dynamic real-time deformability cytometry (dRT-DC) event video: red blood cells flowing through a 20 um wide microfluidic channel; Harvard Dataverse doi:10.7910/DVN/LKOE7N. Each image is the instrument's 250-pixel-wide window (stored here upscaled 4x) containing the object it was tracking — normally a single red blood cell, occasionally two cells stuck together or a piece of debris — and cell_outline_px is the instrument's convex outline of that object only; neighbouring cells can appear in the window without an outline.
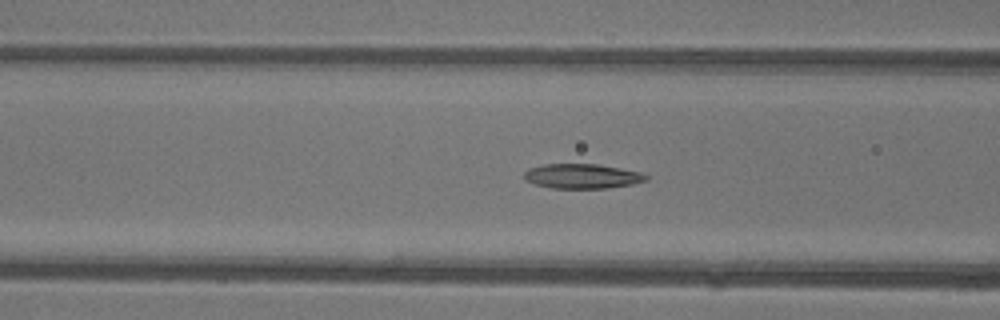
{"species": "common noctule bat (a hibernating species)", "species_latin": "Nyctalus noctula", "temperature_condition": "warm", "stored_images_in_passage": 53, "camera_frame_rate_fps": 3000, "um_per_image_px": 0.085, "animal": {"sex": "female"}, "frame": {"image": 1, "passage_image": 20, "time_ms": 6.333, "image_size_px": [1000, 320], "cell_outline_px": [[648, 180], [632, 184], [608, 188], [552, 188], [536, 184], [524, 180], [524, 172], [528, 168], [544, 164], [596, 164], [620, 168], [640, 172], [648, 176]], "centroid_in_image_um": [49.47, 14.97], "position_along_channel_um": 117.1, "area_um2": 17.51}}
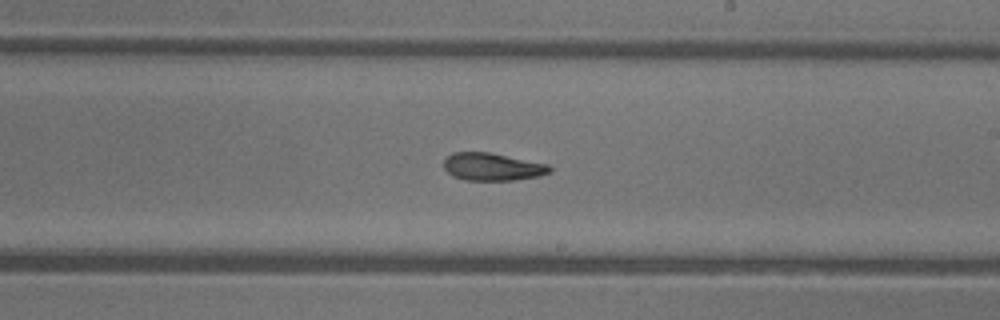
{"frame": {"image": 2, "passage_image": 30, "time_ms": 9.667, "image_size_px": [1000, 320], "cell_outline_px": [[552, 172], [540, 176], [512, 180], [464, 180], [452, 176], [444, 168], [444, 160], [452, 152], [488, 152], [548, 164], [552, 168]], "centroid_in_image_um": [41.86, 14.18], "position_along_channel_um": 247.1, "area_um2": 17.05}}
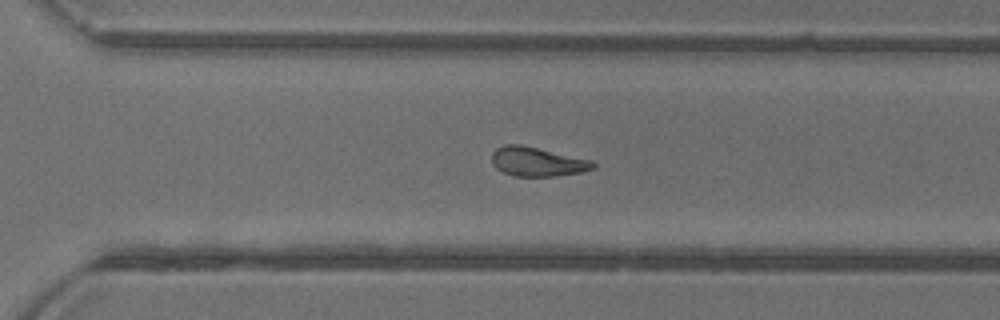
{"frame": {"image": 3, "passage_image": 36, "time_ms": 11.667, "image_size_px": [1000, 320], "cell_outline_px": [[596, 164], [592, 168], [580, 172], [552, 176], [512, 176], [496, 168], [492, 164], [492, 152], [496, 148], [504, 144], [520, 144], [592, 160]], "centroid_in_image_um": [45.62, 13.73], "position_along_channel_um": 325.0, "area_um2": 17.11}, "authors_computed_cell_mechanics": {"area_um2": 18.3804, "velocity_mm_per_s": 3.9122, "shape_relaxation_time_tau1_ms": 7.2653, "shape_relaxation_time_tau2_ms": 3.2375, "deformation_change_tau1": 0.1859, "deformation_change_tau2": 0.1076}}